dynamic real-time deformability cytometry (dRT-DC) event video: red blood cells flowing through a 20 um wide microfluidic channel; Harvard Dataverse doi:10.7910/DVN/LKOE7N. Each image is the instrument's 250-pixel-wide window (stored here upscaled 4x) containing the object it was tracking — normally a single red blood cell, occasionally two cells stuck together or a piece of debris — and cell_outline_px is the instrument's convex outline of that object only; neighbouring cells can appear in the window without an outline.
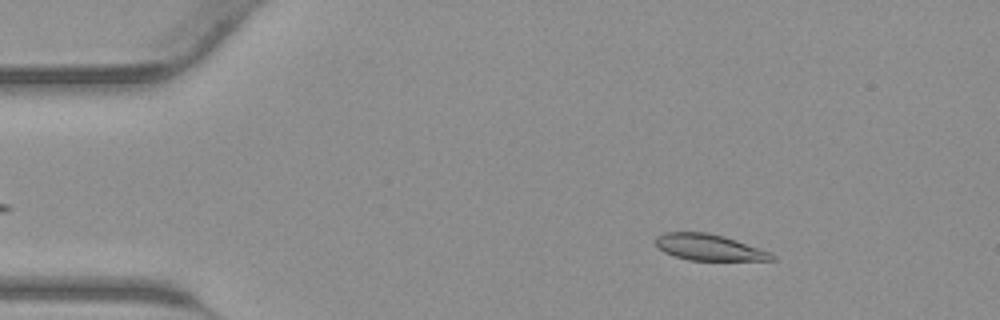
{"species": "common noctule bat (a hibernating species)", "species_latin": "Nyctalus noctula", "temperature_condition": "warm", "stored_images_in_passage": 43, "camera_frame_rate_fps": 3000, "um_per_image_px": 0.085, "animal": {"sex": "male", "body_mass_g": 23.1, "forearm_length_mm": 52.7}, "frame": {"image": 1, "passage_image": 6, "time_ms": 1.667, "image_size_px": [1000, 320], "cell_outline_px": [[776, 260], [688, 260], [664, 252], [656, 244], [656, 236], [664, 232], [708, 232], [724, 236], [772, 252], [776, 256]], "centroid_in_image_um": [60.3, 21.02], "position_along_channel_um": 24.7, "area_um2": 17.74}}
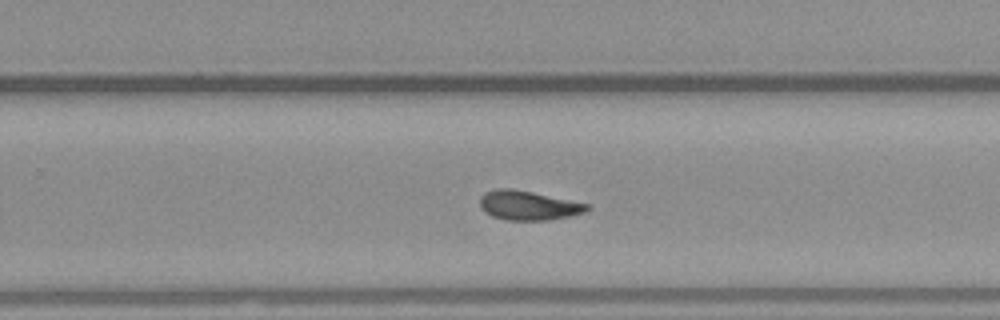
{"frame": {"image": 2, "passage_image": 27, "time_ms": 8.667, "image_size_px": [1000, 320], "cell_outline_px": [[592, 208], [584, 212], [568, 216], [544, 220], [508, 220], [492, 216], [480, 208], [480, 196], [484, 192], [496, 188], [508, 188], [532, 192], [592, 204]], "centroid_in_image_um": [44.91, 17.45], "position_along_channel_um": 284.9, "area_um2": 18.32}}
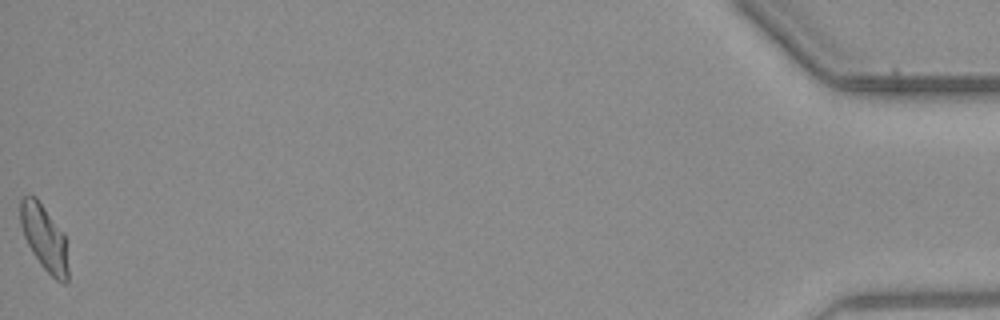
{"frame": {"image": 3, "passage_image": 43, "time_ms": 14.0, "image_size_px": [1000, 320], "cell_outline_px": [[68, 284], [64, 284], [56, 280], [40, 264], [32, 252], [24, 236], [20, 224], [20, 200], [24, 196], [36, 196], [64, 232], [68, 268]], "centroid_in_image_um": [3.77, 20.22], "position_along_channel_um": 431.4, "area_um2": 18.38}}